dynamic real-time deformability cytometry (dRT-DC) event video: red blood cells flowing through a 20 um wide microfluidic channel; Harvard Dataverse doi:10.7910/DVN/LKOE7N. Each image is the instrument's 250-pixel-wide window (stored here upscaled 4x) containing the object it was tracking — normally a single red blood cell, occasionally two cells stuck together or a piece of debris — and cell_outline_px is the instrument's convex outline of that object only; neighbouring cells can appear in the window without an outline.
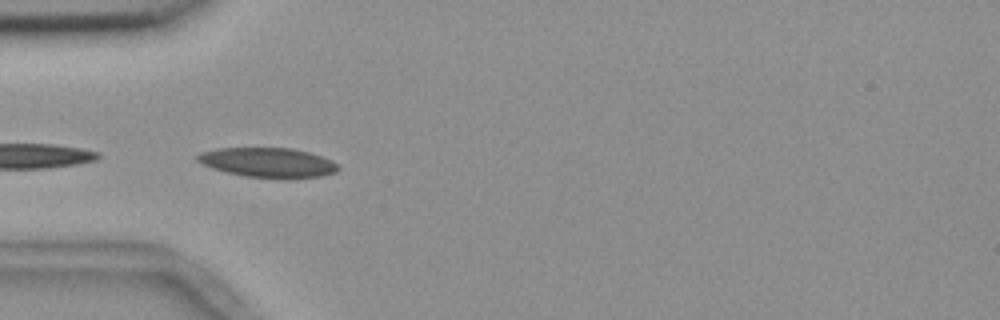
{"species": "common noctule bat (a hibernating species)", "species_latin": "Nyctalus noctula", "temperature_condition": "room temperature", "stored_images_in_passage": 4, "camera_frame_rate_fps": 3000, "um_per_image_px": 0.085, "animal": {"sex": "female", "body_mass_g": 18.4}, "frame": {"image": 1, "passage_image": 1, "time_ms": 0.0, "image_size_px": [1000, 320], "cell_outline_px": [[340, 168], [336, 172], [320, 176], [288, 180], [280, 180], [244, 176], [212, 168], [196, 160], [196, 156], [200, 152], [216, 148], [292, 148], [308, 152], [332, 160]], "centroid_in_image_um": [22.79, 13.84], "position_along_channel_um": 62.2, "area_um2": 24.68}}